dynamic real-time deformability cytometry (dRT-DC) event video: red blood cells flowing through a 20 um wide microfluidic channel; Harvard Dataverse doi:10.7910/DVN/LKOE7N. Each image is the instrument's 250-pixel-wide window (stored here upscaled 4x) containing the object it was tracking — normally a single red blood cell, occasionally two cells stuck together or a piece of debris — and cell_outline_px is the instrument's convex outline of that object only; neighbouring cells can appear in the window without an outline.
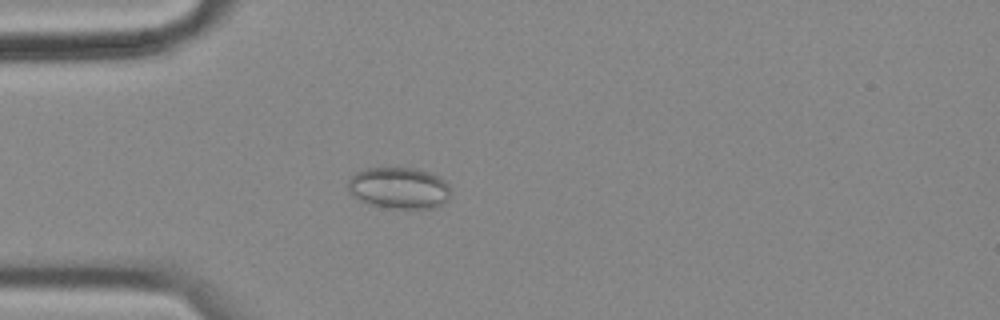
{"species": "common noctule bat (a hibernating species)", "species_latin": "Nyctalus noctula", "temperature_condition": "cold", "stored_images_in_passage": 56, "camera_frame_rate_fps": 3000, "um_per_image_px": 0.085, "animal": {"sex": "female", "body_mass_g": 18.4}, "frame": {"image": 1, "passage_image": 15, "time_ms": 4.667, "image_size_px": [1000, 320], "cell_outline_px": [[448, 200], [432, 208], [420, 212], [392, 208], [368, 204], [352, 196], [348, 192], [348, 180], [356, 172], [364, 168], [416, 168], [440, 176], [448, 184]], "centroid_in_image_um": [33.91, 16.01], "position_along_channel_um": 51.1, "area_um2": 25.37}}
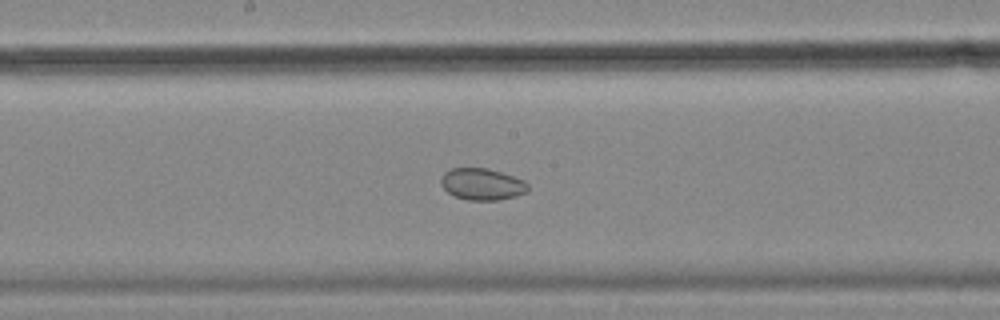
{"frame": {"image": 2, "passage_image": 29, "time_ms": 9.333, "image_size_px": [1000, 320], "cell_outline_px": [[528, 192], [516, 196], [496, 200], [468, 200], [456, 196], [448, 192], [440, 184], [440, 180], [444, 172], [452, 168], [488, 168], [524, 180], [528, 184]], "centroid_in_image_um": [40.98, 15.65], "position_along_channel_um": 207.2, "area_um2": 16.01}}
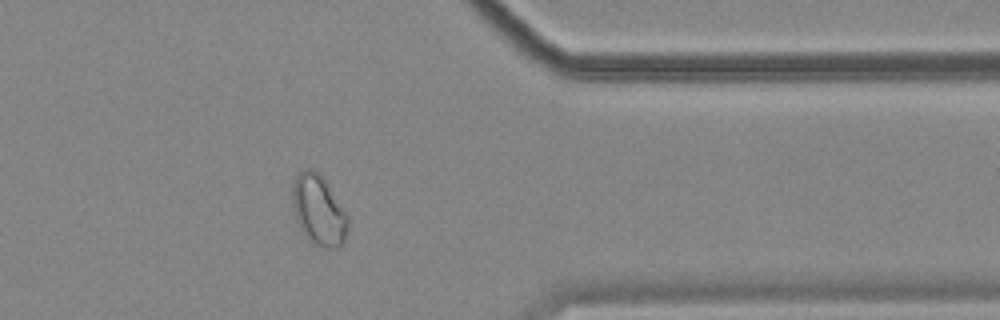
{"frame": {"image": 3, "passage_image": 45, "time_ms": 14.667, "image_size_px": [1000, 320], "cell_outline_px": [[348, 228], [344, 240], [336, 248], [328, 248], [316, 244], [308, 240], [300, 228], [296, 220], [292, 204], [292, 184], [296, 176], [300, 172], [308, 168], [312, 168], [324, 180], [348, 216]], "centroid_in_image_um": [27.06, 17.88], "position_along_channel_um": 384.3, "area_um2": 22.31}, "authors_computed_cell_mechanics": {"area_um2": 22.4264, "velocity_mm_per_s": 3.5609, "shape_relaxation_time_tau1_ms": null, "shape_relaxation_time_tau2_ms": 2.7047, "deformation_change_tau1": null, "deformation_change_tau2": 0.0485}}